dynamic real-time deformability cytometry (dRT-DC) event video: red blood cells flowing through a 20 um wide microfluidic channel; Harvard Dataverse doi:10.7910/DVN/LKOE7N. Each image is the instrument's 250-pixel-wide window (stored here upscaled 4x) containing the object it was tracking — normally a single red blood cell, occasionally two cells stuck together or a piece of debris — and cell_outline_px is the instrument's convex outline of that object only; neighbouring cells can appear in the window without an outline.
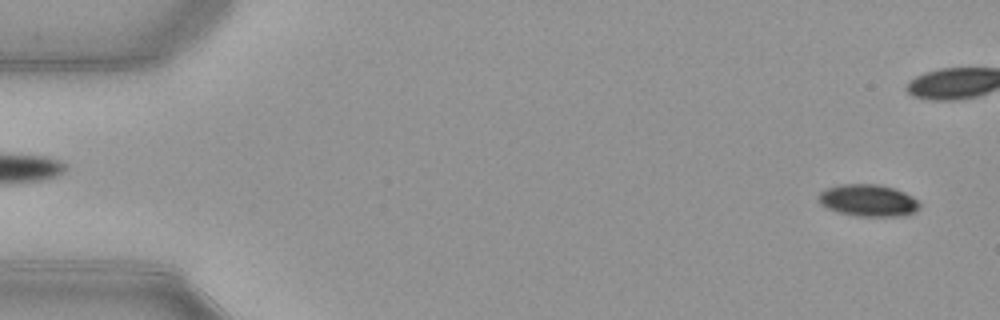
{"species": "common noctule bat (a hibernating species)", "species_latin": "Nyctalus noctula", "temperature_condition": "warm", "stored_images_in_passage": 41, "camera_frame_rate_fps": 3000, "um_per_image_px": 0.085, "animal": {"sex": "female", "body_mass_g": 21.9}, "frame": {"image": 1, "passage_image": 2, "time_ms": 0.333, "image_size_px": [1000, 320], "cell_outline_px": [[920, 208], [916, 212], [904, 216], [856, 216], [840, 212], [828, 208], [820, 204], [816, 196], [820, 192], [828, 188], [840, 184], [876, 184], [892, 188], [904, 192], [920, 200]], "centroid_in_image_um": [73.82, 17.04], "position_along_channel_um": 11.2, "area_um2": 18.96}}
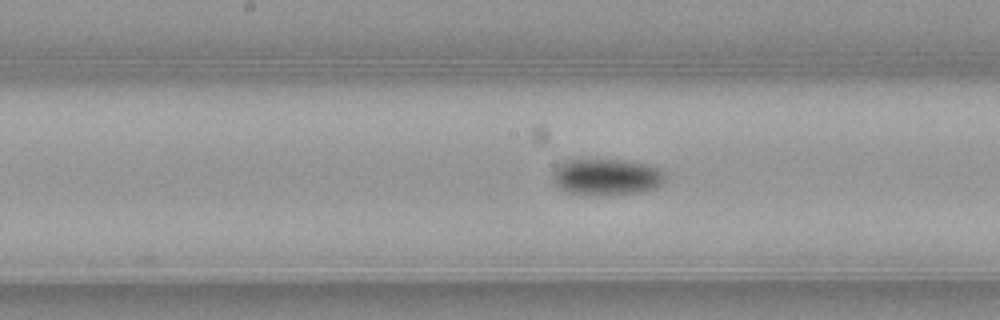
{"frame": {"image": 2, "passage_image": 26, "time_ms": 8.333, "image_size_px": [1000, 320], "cell_outline_px": [[664, 180], [656, 188], [636, 192], [600, 196], [580, 196], [568, 192], [560, 188], [556, 184], [556, 168], [560, 164], [568, 160], [580, 156], [620, 160], [644, 164], [656, 168], [664, 172]], "centroid_in_image_um": [51.51, 15.02], "position_along_channel_um": 196.7, "area_um2": 24.22}}
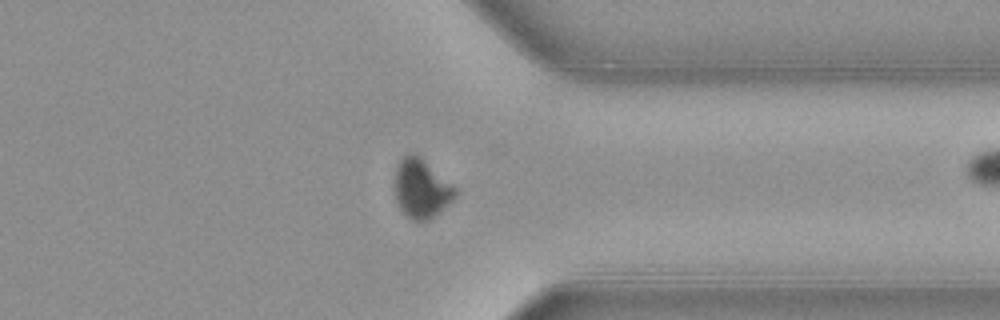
{"frame": {"image": 3, "passage_image": 40, "time_ms": 13.0, "image_size_px": [1000, 320], "cell_outline_px": [[456, 196], [448, 204], [428, 220], [412, 220], [400, 208], [396, 200], [396, 168], [400, 160], [408, 152], [420, 156], [456, 188]], "centroid_in_image_um": [35.81, 16.01], "position_along_channel_um": 375.6, "area_um2": 20.23}}